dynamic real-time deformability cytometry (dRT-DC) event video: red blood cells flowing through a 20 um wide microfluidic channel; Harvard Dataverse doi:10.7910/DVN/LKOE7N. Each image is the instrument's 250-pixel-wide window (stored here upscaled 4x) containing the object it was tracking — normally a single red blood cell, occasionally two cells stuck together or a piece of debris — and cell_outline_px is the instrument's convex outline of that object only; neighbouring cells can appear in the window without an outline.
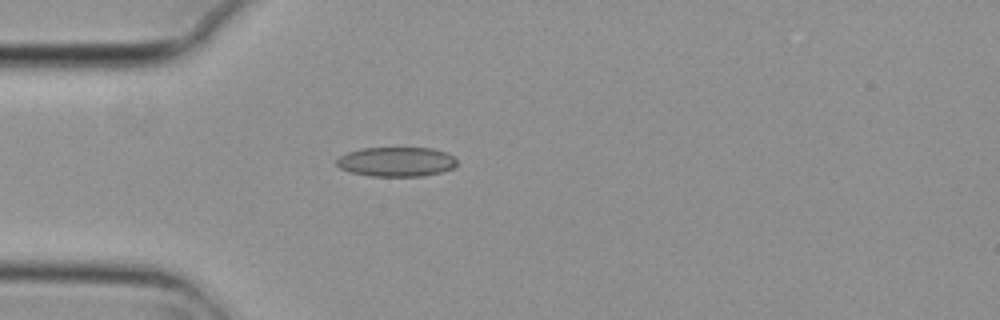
{"species": "common noctule bat (a hibernating species)", "species_latin": "Nyctalus noctula", "temperature_condition": "cold", "stored_images_in_passage": 4, "camera_frame_rate_fps": 3000, "um_per_image_px": 0.085, "animal": {"sex": "female", "body_mass_g": 29.2, "forearm_length_mm": 56.3}, "frame": {"image": 1, "passage_image": 4, "time_ms": 1.0, "image_size_px": [1000, 320], "cell_outline_px": [[456, 168], [440, 172], [420, 176], [372, 176], [348, 172], [340, 168], [336, 164], [336, 160], [340, 156], [348, 152], [360, 148], [432, 148], [448, 152], [456, 160]], "centroid_in_image_um": [33.69, 13.75], "position_along_channel_um": 51.3, "area_um2": 20.81}}